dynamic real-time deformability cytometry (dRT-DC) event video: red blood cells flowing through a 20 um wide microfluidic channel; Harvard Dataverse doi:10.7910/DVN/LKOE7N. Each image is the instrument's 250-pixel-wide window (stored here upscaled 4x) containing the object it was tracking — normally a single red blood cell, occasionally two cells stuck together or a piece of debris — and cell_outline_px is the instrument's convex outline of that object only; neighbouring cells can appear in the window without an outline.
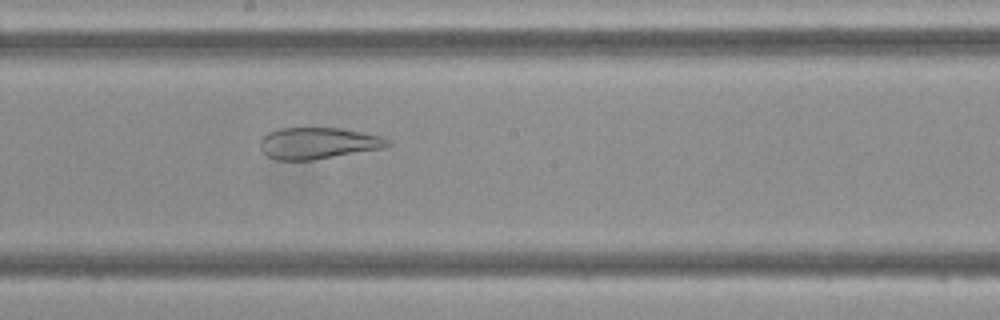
{"species": "Egyptian fruit bat (a non-hibernating species)", "species_latin": "Rousettus aegyptiacus", "temperature_condition": "cold", "stored_images_in_passage": 47, "camera_frame_rate_fps": 3000, "um_per_image_px": 0.085, "frame": {"image": 1, "passage_image": 25, "time_ms": 8.0, "image_size_px": [1000, 320], "cell_outline_px": [[392, 144], [384, 148], [312, 160], [276, 160], [268, 156], [260, 148], [260, 140], [268, 132], [280, 128], [340, 128], [380, 136], [392, 140]], "centroid_in_image_um": [27.05, 12.17], "position_along_channel_um": 221.2, "area_um2": 23.35}}
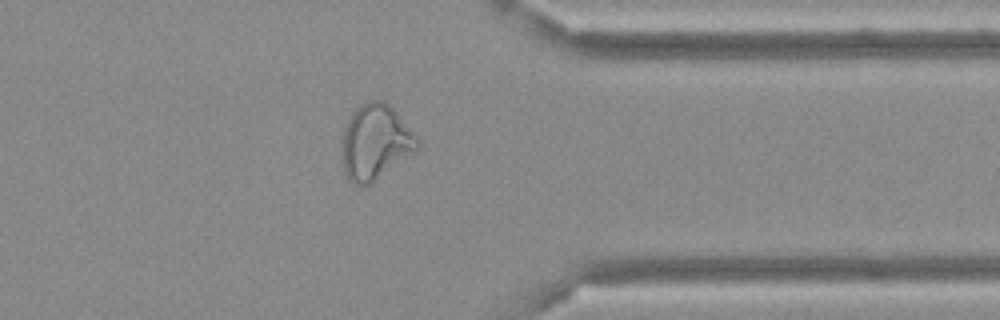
{"frame": {"image": 2, "passage_image": 37, "time_ms": 12.0, "image_size_px": [1000, 320], "cell_outline_px": [[420, 148], [368, 184], [352, 184], [348, 180], [344, 172], [344, 128], [352, 112], [360, 104], [368, 100], [384, 100], [396, 112], [420, 140]], "centroid_in_image_um": [31.93, 12.04], "position_along_channel_um": 379.5, "area_um2": 32.31}}
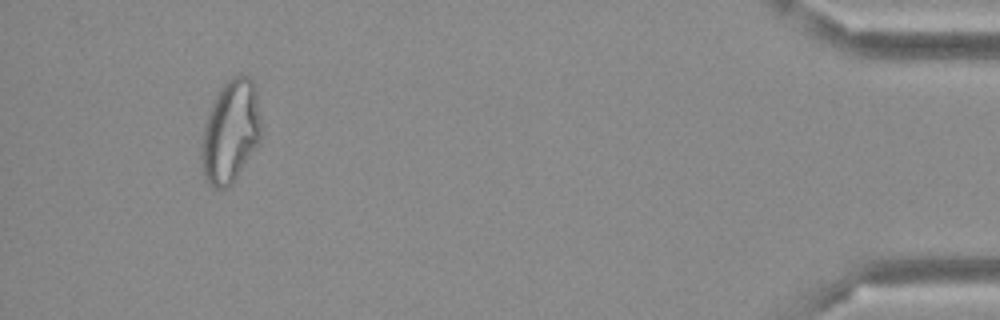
{"frame": {"image": 3, "passage_image": 44, "time_ms": 14.333, "image_size_px": [1000, 320], "cell_outline_px": [[260, 144], [232, 184], [224, 188], [212, 188], [204, 180], [200, 160], [200, 148], [204, 124], [208, 112], [220, 88], [228, 80], [236, 76], [248, 76], [252, 80], [256, 88], [260, 116]], "centroid_in_image_um": [19.58, 11.24], "position_along_channel_um": 415.6, "area_um2": 36.18}}